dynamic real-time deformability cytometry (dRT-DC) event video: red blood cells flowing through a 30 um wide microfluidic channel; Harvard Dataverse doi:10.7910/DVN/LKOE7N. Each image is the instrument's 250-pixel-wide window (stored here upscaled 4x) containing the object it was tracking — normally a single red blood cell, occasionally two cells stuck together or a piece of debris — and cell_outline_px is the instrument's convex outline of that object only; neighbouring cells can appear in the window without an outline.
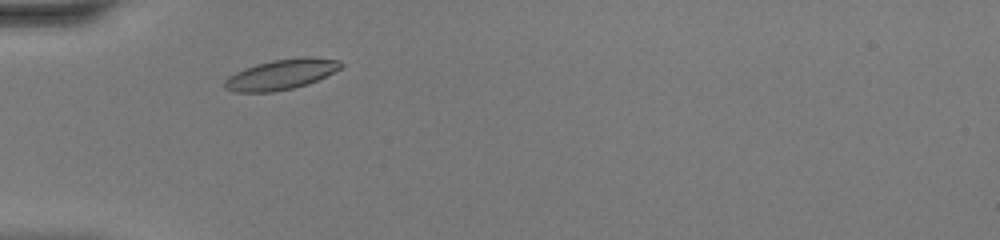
{"species": "common noctule bat (a hibernating species)", "species_latin": "Nyctalus noctula", "temperature_condition": "warm", "stored_images_in_passage": 36, "camera_frame_rate_fps": 3000, "um_per_image_px": 0.085, "animal": {"sex": "female", "body_mass_g": 20.0, "forearm_length_mm": 54.0}, "frame": {"image": 1, "passage_image": 4, "time_ms": 1.0, "image_size_px": [1000, 240], "cell_outline_px": [[344, 64], [340, 68], [308, 84], [292, 88], [272, 92], [232, 92], [224, 88], [224, 80], [228, 76], [244, 68], [256, 64], [272, 60], [304, 56], [308, 56], [340, 60]], "centroid_in_image_um": [23.87, 6.32], "position_along_channel_um": 61.1, "area_um2": 20.52}}
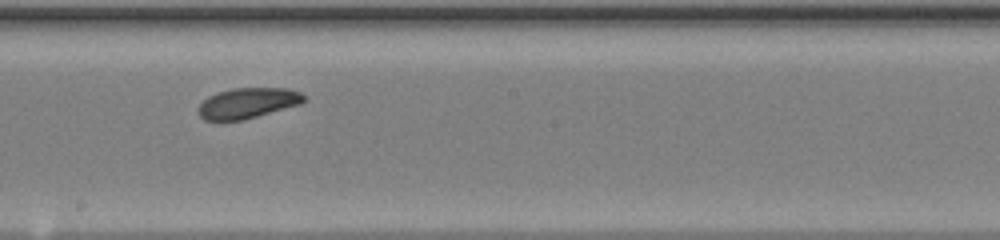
{"frame": {"image": 2, "passage_image": 16, "time_ms": 5.0, "image_size_px": [1000, 240], "cell_outline_px": [[304, 100], [300, 104], [256, 116], [240, 120], [204, 120], [200, 116], [200, 104], [208, 96], [216, 92], [232, 88], [288, 88], [300, 92], [304, 96]], "centroid_in_image_um": [21.05, 8.74], "position_along_channel_um": 227.2, "area_um2": 18.44}}
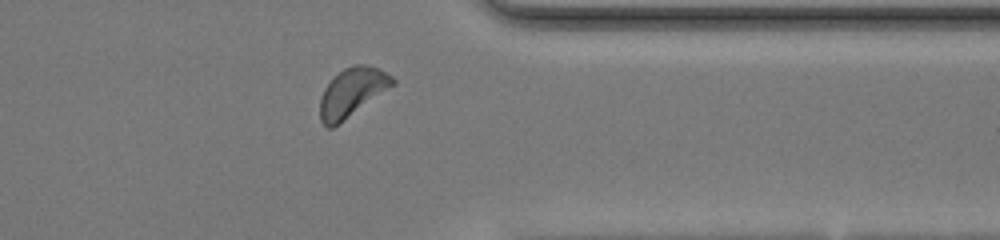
{"frame": {"image": 3, "passage_image": 27, "time_ms": 8.667, "image_size_px": [1000, 240], "cell_outline_px": [[396, 84], [332, 128], [328, 128], [320, 120], [320, 100], [324, 88], [344, 68], [352, 64], [364, 64], [376, 68], [392, 76], [396, 80]], "centroid_in_image_um": [29.94, 7.84], "position_along_channel_um": 381.5, "area_um2": 20.23}, "authors_computed_cell_mechanics": {"area_um2": 19.363, "velocity_mm_per_s": 4.3381, "shape_relaxation_time_tau1_ms": 3.3971, "shape_relaxation_time_tau2_ms": null, "deformation_change_tau1": 0.0993, "deformation_change_tau2": null}}